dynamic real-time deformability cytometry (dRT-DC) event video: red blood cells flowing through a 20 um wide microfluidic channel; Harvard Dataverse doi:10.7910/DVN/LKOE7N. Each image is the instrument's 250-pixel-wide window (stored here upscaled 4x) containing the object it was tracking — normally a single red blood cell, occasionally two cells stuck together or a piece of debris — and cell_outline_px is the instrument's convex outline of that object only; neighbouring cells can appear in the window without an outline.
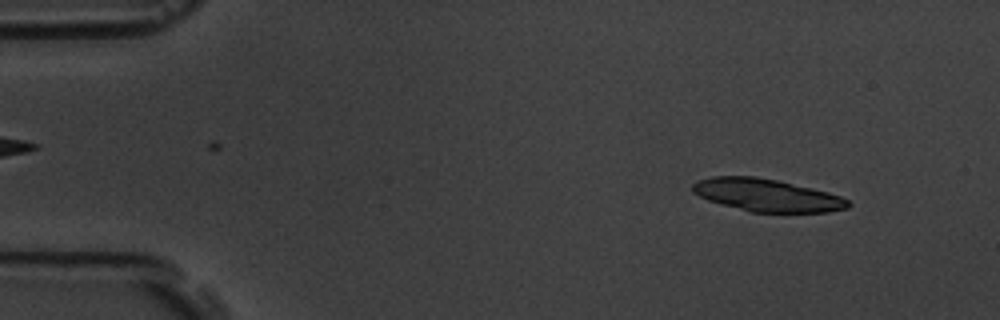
{"species": "common noctule bat (a hibernating species)", "species_latin": "Nyctalus noctula", "temperature_condition": "room temperature", "stored_images_in_passage": 5, "segment_of_instrument_passage": [1, 2], "camera_frame_rate_fps": 3000, "um_per_image_px": 0.085, "animal": {"sex": "male", "body_mass_g": 19.5, "forearm_length_mm": 54.6}, "frame": {"image": 1, "passage_image": 1, "time_ms": 0.0, "image_size_px": [1000, 320], "cell_outline_px": [[852, 204], [848, 208], [828, 212], [752, 212], [720, 204], [708, 200], [692, 192], [692, 184], [696, 180], [712, 176], [756, 176], [776, 180], [812, 188], [828, 192], [840, 196], [848, 200]], "centroid_in_image_um": [65.17, 16.59], "position_along_channel_um": 19.8, "area_um2": 29.54}}